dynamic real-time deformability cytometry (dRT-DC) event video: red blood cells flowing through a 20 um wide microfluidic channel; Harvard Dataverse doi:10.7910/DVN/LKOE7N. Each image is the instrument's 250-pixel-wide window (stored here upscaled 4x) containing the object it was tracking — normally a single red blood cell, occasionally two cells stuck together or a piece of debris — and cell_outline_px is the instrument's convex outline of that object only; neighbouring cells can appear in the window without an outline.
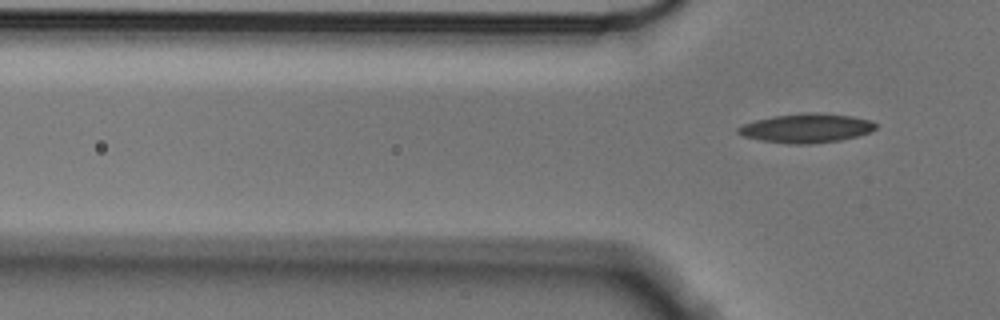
{"species": "Egyptian fruit bat (a non-hibernating species)", "species_latin": "Rousettus aegyptiacus", "temperature_condition": "cold", "stored_images_in_passage": 3, "camera_frame_rate_fps": 3000, "um_per_image_px": 0.085, "animal": {"sex": "male"}, "frame": {"image": 1, "passage_image": 3, "time_ms": 0.667, "image_size_px": [1000, 320], "cell_outline_px": [[876, 128], [868, 132], [856, 136], [840, 140], [812, 144], [792, 144], [760, 140], [744, 136], [736, 132], [736, 128], [744, 124], [756, 120], [776, 116], [808, 112], [812, 112], [852, 116], [872, 120], [876, 124]], "centroid_in_image_um": [68.54, 10.89], "position_along_channel_um": 57.3, "area_um2": 23.12}}